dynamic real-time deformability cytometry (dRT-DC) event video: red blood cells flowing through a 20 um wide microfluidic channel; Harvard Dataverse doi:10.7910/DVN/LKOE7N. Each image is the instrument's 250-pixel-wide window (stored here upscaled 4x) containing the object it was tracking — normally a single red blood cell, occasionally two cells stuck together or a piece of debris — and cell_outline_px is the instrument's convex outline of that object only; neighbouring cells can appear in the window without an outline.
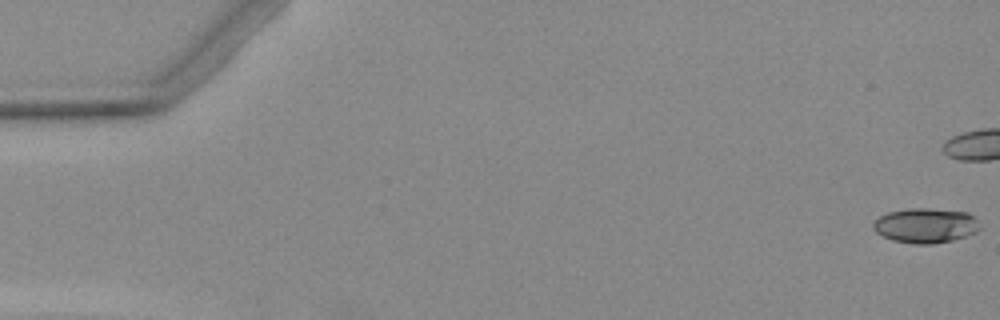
{"species": "Egyptian fruit bat (a non-hibernating species)", "species_latin": "Rousettus aegyptiacus", "temperature_condition": "warm", "stored_images_in_passage": 3, "camera_frame_rate_fps": 3000, "um_per_image_px": 0.085, "animal": {"sex": "female"}, "frame": {"image": 1, "passage_image": 1, "time_ms": 0.0, "image_size_px": [1000, 320], "cell_outline_px": [[980, 228], [976, 232], [952, 240], [932, 244], [912, 244], [892, 240], [876, 232], [872, 228], [872, 224], [880, 216], [888, 212], [912, 208], [924, 208], [968, 212], [976, 220]], "centroid_in_image_um": [78.65, 19.17], "position_along_channel_um": 6.4, "area_um2": 21.44}}